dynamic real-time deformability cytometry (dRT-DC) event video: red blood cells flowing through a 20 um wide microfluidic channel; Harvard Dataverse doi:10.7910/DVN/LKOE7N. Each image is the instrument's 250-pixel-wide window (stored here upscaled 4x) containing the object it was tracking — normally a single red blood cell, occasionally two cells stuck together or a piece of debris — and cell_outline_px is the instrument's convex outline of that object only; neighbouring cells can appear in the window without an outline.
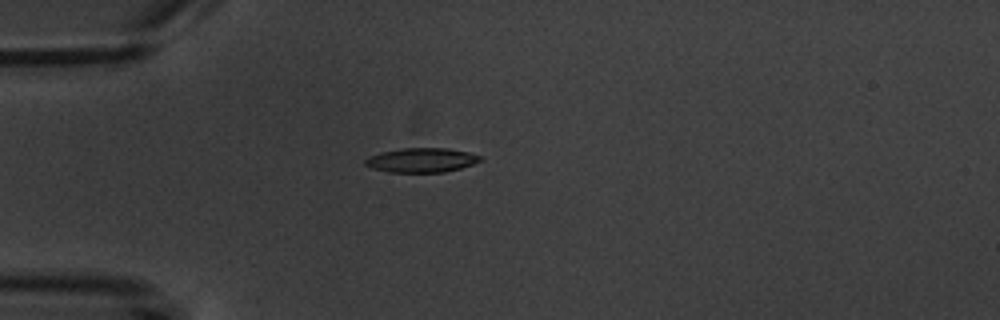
{"species": "common noctule bat (a hibernating species)", "species_latin": "Nyctalus noctula", "temperature_condition": "warm", "stored_images_in_passage": 4, "camera_frame_rate_fps": 3000, "um_per_image_px": 0.085, "animal": {"sex": "male", "body_mass_g": 20.1, "forearm_length_mm": 53.5}, "frame": {"image": 1, "passage_image": 4, "time_ms": 3.333, "image_size_px": [1000, 320], "cell_outline_px": [[484, 160], [460, 168], [444, 172], [388, 172], [372, 168], [364, 164], [364, 160], [380, 152], [404, 148], [448, 148], [468, 152], [480, 156]], "centroid_in_image_um": [35.84, 13.61], "position_along_channel_um": 49.2, "area_um2": 16.24}}